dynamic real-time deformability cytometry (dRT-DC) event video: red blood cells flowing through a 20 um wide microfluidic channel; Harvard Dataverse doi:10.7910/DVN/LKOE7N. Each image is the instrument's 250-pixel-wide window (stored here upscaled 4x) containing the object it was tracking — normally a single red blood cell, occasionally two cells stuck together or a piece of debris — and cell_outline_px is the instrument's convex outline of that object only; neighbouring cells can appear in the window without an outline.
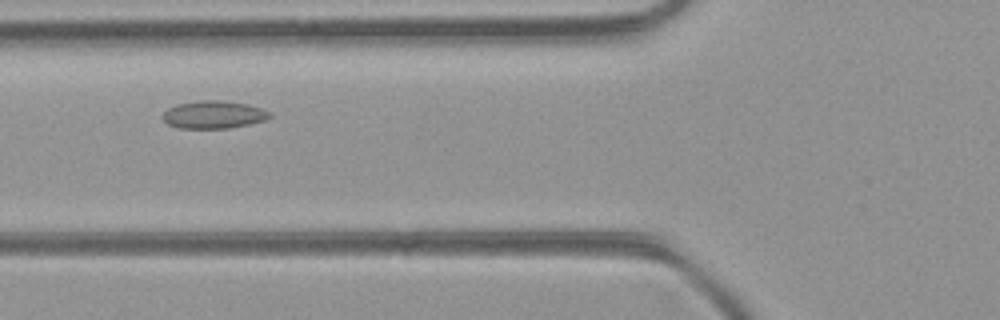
{"species": "common noctule bat (a hibernating species)", "species_latin": "Nyctalus noctula", "temperature_condition": "room temperature", "stored_images_in_passage": 38, "camera_frame_rate_fps": 3000, "um_per_image_px": 0.085, "animal": {"sex": "female", "body_mass_g": 21.9}, "frame": {"image": 1, "passage_image": 10, "time_ms": 3.0, "image_size_px": [1000, 320], "cell_outline_px": [[272, 116], [264, 120], [248, 124], [228, 128], [180, 128], [168, 124], [160, 116], [168, 108], [176, 104], [200, 100], [216, 100], [248, 104], [272, 112]], "centroid_in_image_um": [18.14, 9.74], "position_along_channel_um": 107.7, "area_um2": 17.22}}
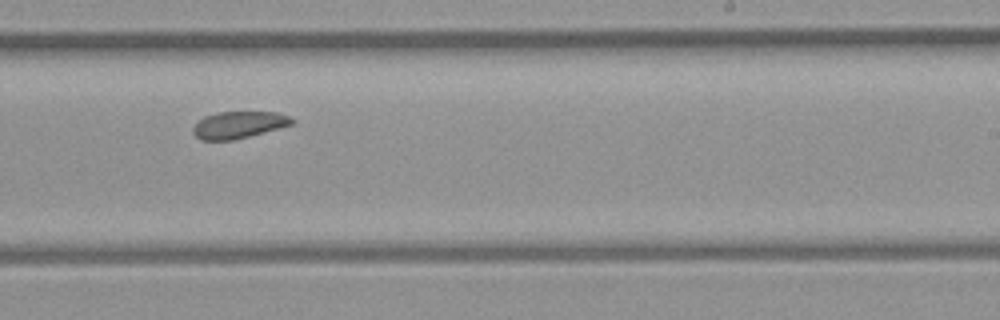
{"frame": {"image": 2, "passage_image": 21, "time_ms": 6.667, "image_size_px": [1000, 320], "cell_outline_px": [[296, 120], [292, 124], [264, 132], [232, 140], [200, 140], [192, 132], [192, 128], [204, 116], [216, 112], [280, 112]], "centroid_in_image_um": [20.28, 10.6], "position_along_channel_um": 268.7, "area_um2": 15.43}}
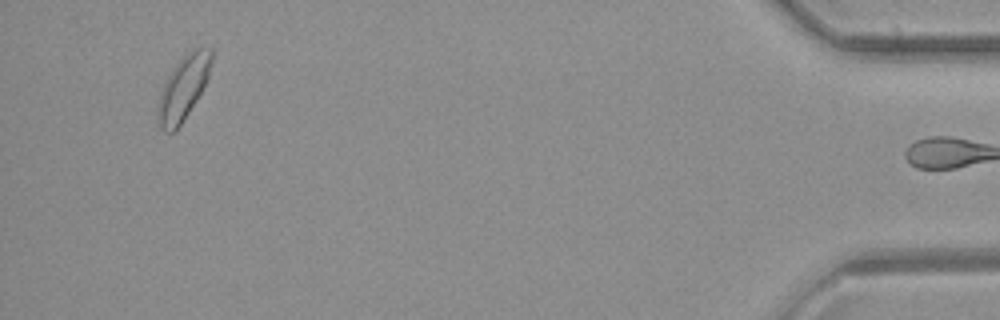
{"frame": {"image": 3, "passage_image": 37, "time_ms": 12.0, "image_size_px": [1000, 320], "cell_outline_px": [[212, 60], [208, 76], [200, 92], [188, 112], [180, 124], [172, 132], [164, 132], [156, 116], [156, 112], [160, 92], [168, 76], [176, 64], [192, 48], [212, 48]], "centroid_in_image_um": [15.56, 7.45], "position_along_channel_um": 419.6, "area_um2": 19.42}, "authors_computed_cell_mechanics": {"area_um2": 16.6464, "velocity_mm_per_s": 4.395, "shape_relaxation_time_tau1_ms": null, "shape_relaxation_time_tau2_ms": 3.2712, "deformation_change_tau1": null, "deformation_change_tau2": 0.0769}}